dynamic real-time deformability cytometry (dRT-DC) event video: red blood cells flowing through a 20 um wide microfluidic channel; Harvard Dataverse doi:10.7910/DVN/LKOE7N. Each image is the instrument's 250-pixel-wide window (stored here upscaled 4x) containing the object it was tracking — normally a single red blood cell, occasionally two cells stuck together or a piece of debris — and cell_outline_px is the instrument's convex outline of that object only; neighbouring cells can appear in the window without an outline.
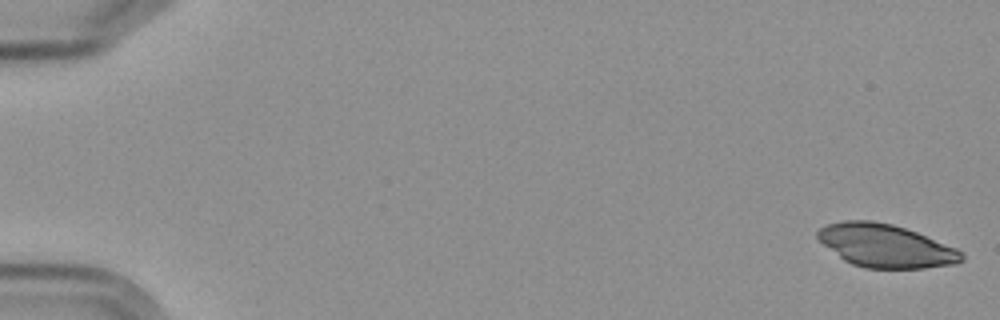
{"species": "Egyptian fruit bat (a non-hibernating species)", "species_latin": "Rousettus aegyptiacus", "temperature_condition": "cold", "stored_images_in_passage": 6, "camera_frame_rate_fps": 3000, "um_per_image_px": 0.085, "frame": {"image": 1, "passage_image": 1, "time_ms": 0.0, "image_size_px": [1000, 320], "cell_outline_px": [[964, 260], [956, 264], [924, 268], [864, 268], [852, 264], [844, 260], [824, 244], [816, 236], [816, 232], [820, 228], [828, 224], [844, 220], [872, 220], [892, 224], [916, 232], [956, 248], [964, 252]], "centroid_in_image_um": [75.3, 20.89], "position_along_channel_um": 9.7, "area_um2": 36.01}}